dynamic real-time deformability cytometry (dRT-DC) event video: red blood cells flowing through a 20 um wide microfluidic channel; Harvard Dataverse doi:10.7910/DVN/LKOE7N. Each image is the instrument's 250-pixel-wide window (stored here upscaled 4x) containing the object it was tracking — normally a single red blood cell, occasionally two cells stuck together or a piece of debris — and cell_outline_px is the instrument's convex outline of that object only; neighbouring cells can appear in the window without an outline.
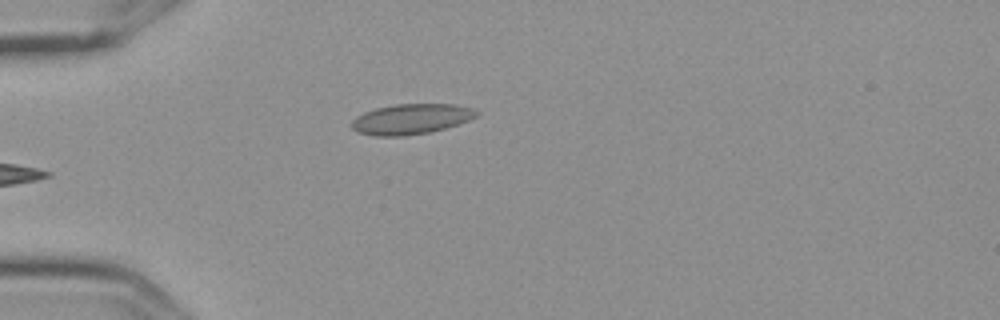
{"species": "Egyptian fruit bat (a non-hibernating species)", "species_latin": "Rousettus aegyptiacus", "temperature_condition": "cold", "stored_images_in_passage": 7, "camera_frame_rate_fps": 3000, "um_per_image_px": 0.085, "frame": {"image": 1, "passage_image": 7, "time_ms": 2.0, "image_size_px": [1000, 320], "cell_outline_px": [[480, 112], [476, 116], [468, 120], [444, 128], [428, 132], [404, 136], [376, 136], [360, 132], [352, 128], [352, 120], [356, 116], [364, 112], [376, 108], [396, 104], [456, 104], [472, 108]], "centroid_in_image_um": [34.94, 10.11], "position_along_channel_um": 50.1, "area_um2": 21.85}}